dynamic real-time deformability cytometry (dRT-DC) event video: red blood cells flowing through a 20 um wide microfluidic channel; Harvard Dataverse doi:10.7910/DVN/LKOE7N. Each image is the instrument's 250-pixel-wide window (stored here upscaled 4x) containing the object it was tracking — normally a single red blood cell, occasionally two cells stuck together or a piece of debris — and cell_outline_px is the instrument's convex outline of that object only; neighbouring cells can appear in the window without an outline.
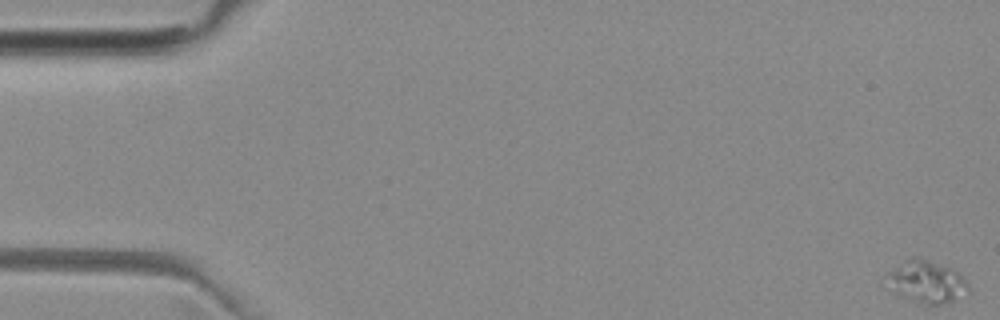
{"species": "common noctule bat (a hibernating species)", "species_latin": "Nyctalus noctula", "temperature_condition": "room temperature", "stored_images_in_passage": 55, "segment_of_instrument_passage": [1, 2], "camera_frame_rate_fps": 3000, "um_per_image_px": 0.085, "animal": {"sex": "female", "body_mass_g": 29.2, "forearm_length_mm": 56.3}, "frame": {"image": 1, "passage_image": 1, "time_ms": 0.0, "image_size_px": [1000, 320], "cell_outline_px": [[968, 288], [952, 300], [940, 304], [924, 304], [900, 296], [880, 284], [880, 276], [904, 260], [912, 256], [916, 256], [952, 268], [960, 272], [968, 284]], "centroid_in_image_um": [78.57, 23.91], "position_along_channel_um": 6.4, "area_um2": 20.63}}
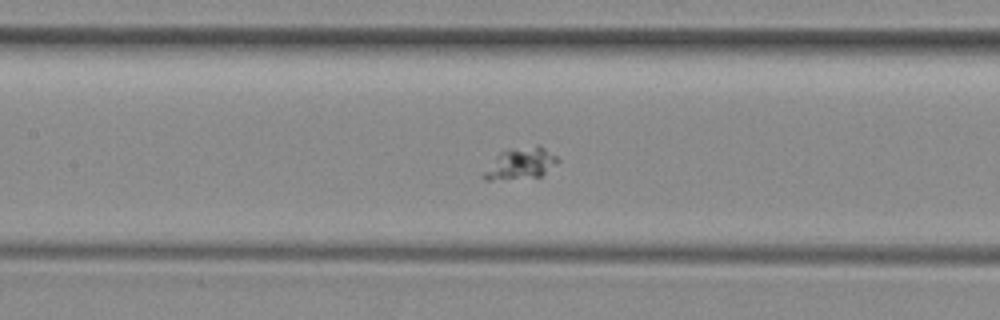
{"frame": {"image": 2, "passage_image": 25, "time_ms": 8.0, "image_size_px": [1000, 320], "cell_outline_px": [[560, 160], [556, 164], [540, 176], [492, 180], [484, 180], [480, 176], [500, 152], [504, 148], [540, 144], [556, 156]], "centroid_in_image_um": [44.24, 13.85], "position_along_channel_um": 163.2, "area_um2": 13.7}}
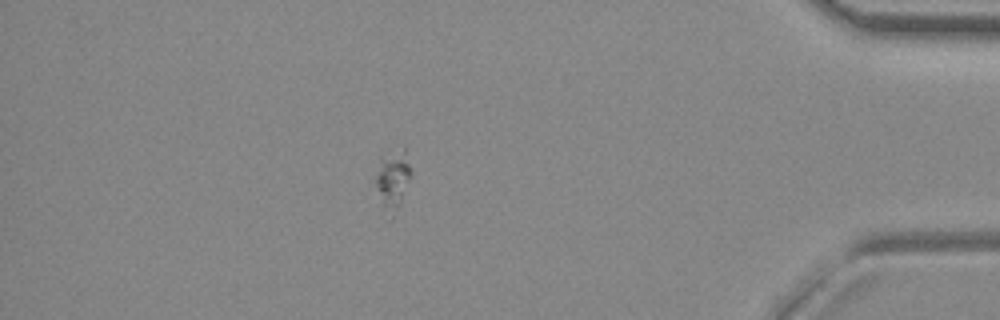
{"frame": {"image": 3, "passage_image": 47, "time_ms": 15.333, "image_size_px": [1000, 320], "cell_outline_px": [[412, 176], [392, 220], [388, 220], [376, 184], [376, 176], [380, 156], [404, 144], [412, 172]], "centroid_in_image_um": [33.42, 15.2], "position_along_channel_um": 401.8, "area_um2": 12.54}}